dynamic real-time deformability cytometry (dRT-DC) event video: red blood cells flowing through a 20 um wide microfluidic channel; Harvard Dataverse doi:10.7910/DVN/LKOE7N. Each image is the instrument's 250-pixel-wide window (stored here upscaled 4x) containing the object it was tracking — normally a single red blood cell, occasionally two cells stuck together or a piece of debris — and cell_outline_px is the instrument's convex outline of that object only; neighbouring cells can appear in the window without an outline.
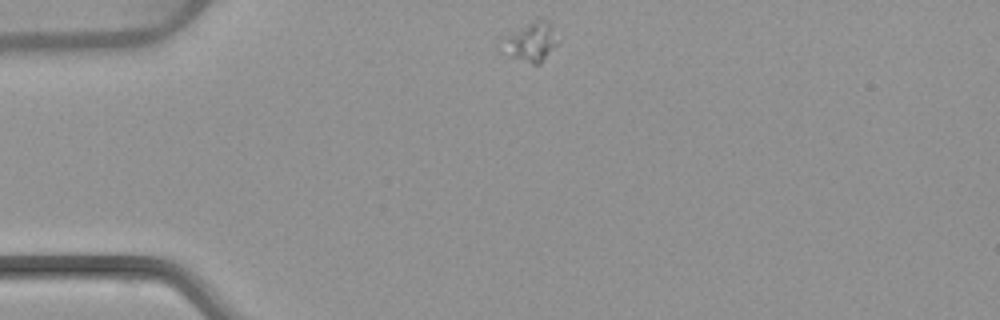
{"species": "common noctule bat (a hibernating species)", "species_latin": "Nyctalus noctula", "temperature_condition": "warm", "stored_images_in_passage": 42, "camera_frame_rate_fps": 3000, "um_per_image_px": 0.085, "animal": {"sex": "female", "body_mass_g": 22.7, "forearm_length_mm": 54.2}, "frame": {"image": 1, "passage_image": 1, "time_ms": 0.0, "image_size_px": [1000, 320], "cell_outline_px": [[560, 40], [540, 64], [532, 64], [512, 56], [504, 36], [532, 20], [548, 20], [552, 24]], "centroid_in_image_um": [45.28, 3.5], "position_along_channel_um": 39.7, "area_um2": 12.08}}
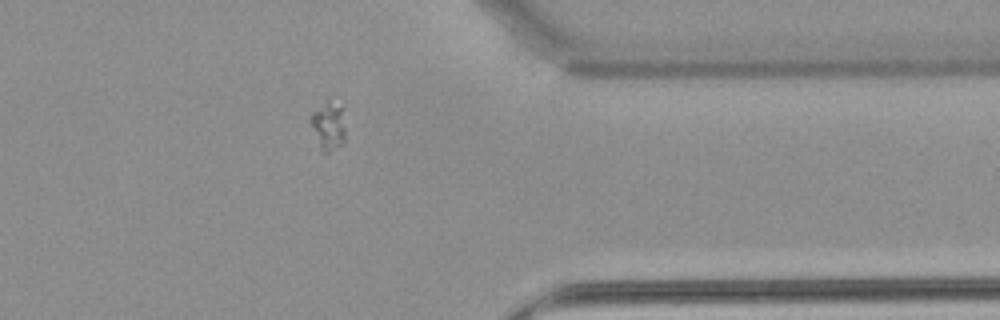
{"frame": {"image": 2, "passage_image": 32, "time_ms": 10.333, "image_size_px": [1000, 320], "cell_outline_px": [[344, 144], [328, 152], [324, 152], [320, 148], [308, 120], [308, 116], [312, 112], [332, 96], [344, 104]], "centroid_in_image_um": [27.93, 10.58], "position_along_channel_um": 383.5, "area_um2": 10.46}}
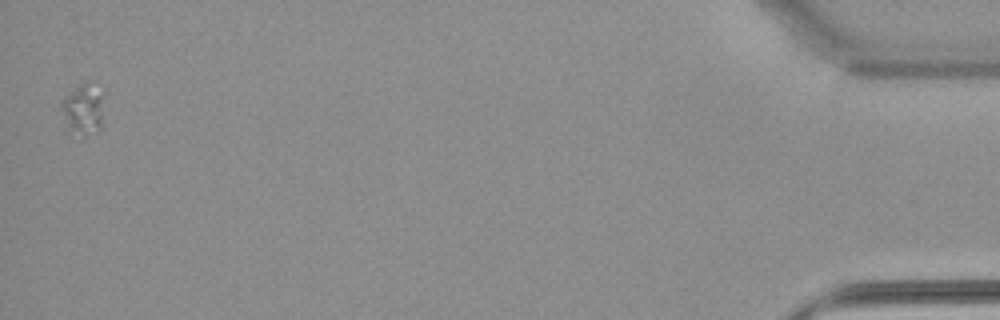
{"frame": {"image": 3, "passage_image": 42, "time_ms": 13.667, "image_size_px": [1000, 320], "cell_outline_px": [[100, 128], [96, 132], [84, 136], [68, 128], [60, 104], [60, 100], [64, 96], [80, 84], [88, 80], [100, 96]], "centroid_in_image_um": [6.99, 9.28], "position_along_channel_um": 428.2, "area_um2": 11.73}}